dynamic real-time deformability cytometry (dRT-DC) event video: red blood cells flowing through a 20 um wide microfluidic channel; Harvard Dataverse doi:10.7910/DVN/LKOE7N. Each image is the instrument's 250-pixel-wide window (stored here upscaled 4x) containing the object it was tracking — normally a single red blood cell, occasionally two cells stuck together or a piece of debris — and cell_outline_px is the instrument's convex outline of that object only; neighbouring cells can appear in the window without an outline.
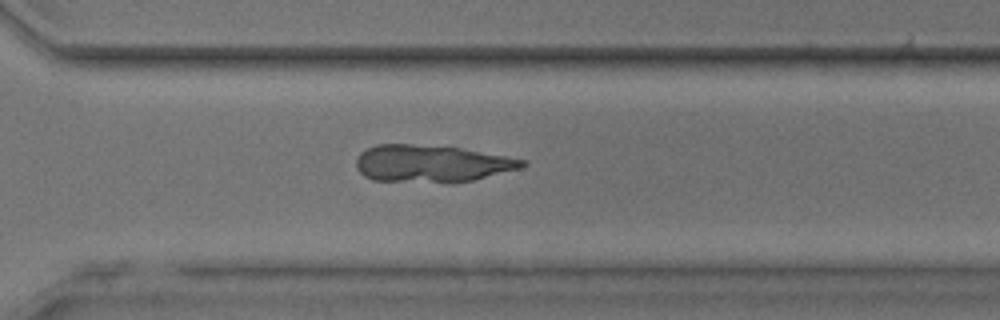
{"species": "common noctule bat (a hibernating species)", "species_latin": "Nyctalus noctula", "temperature_condition": "room temperature", "stored_images_in_passage": 45, "camera_frame_rate_fps": 3000, "um_per_image_px": 0.085, "animal": {"sex": "male", "body_mass_g": 17.9, "forearm_length_mm": 54.2}, "frame": {"image": 1, "passage_image": 33, "time_ms": 10.667, "image_size_px": [1000, 320], "cell_outline_px": [[528, 164], [520, 168], [472, 180], [452, 184], [448, 184], [372, 180], [364, 176], [356, 168], [356, 160], [360, 152], [376, 144], [412, 144], [456, 148], [528, 160]], "centroid_in_image_um": [36.64, 13.93], "position_along_channel_um": 334.0, "area_um2": 36.13}}
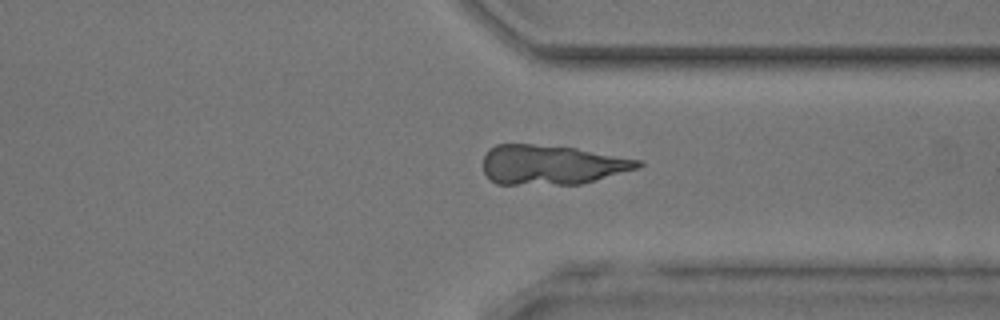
{"frame": {"image": 2, "passage_image": 35, "time_ms": 11.333, "image_size_px": [1000, 320], "cell_outline_px": [[644, 164], [640, 168], [596, 180], [580, 184], [496, 184], [484, 172], [484, 156], [488, 148], [496, 144], [532, 144], [576, 148], [644, 160]], "centroid_in_image_um": [46.94, 14.0], "position_along_channel_um": 364.5, "area_um2": 35.89}}
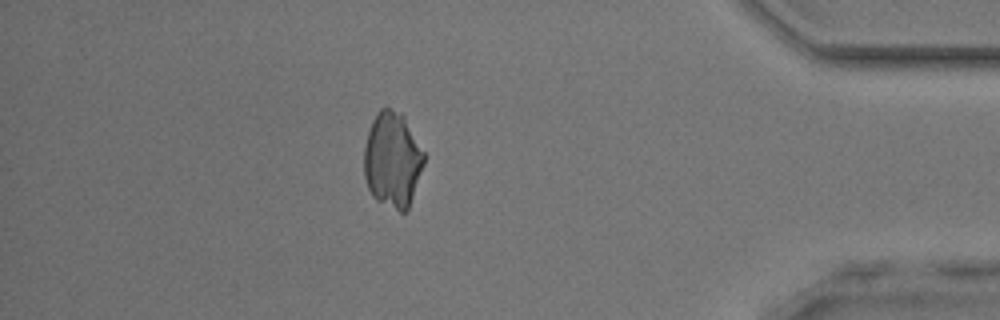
{"frame": {"image": 3, "passage_image": 40, "time_ms": 13.0, "image_size_px": [1000, 320], "cell_outline_px": [[424, 164], [408, 208], [404, 212], [400, 212], [376, 200], [372, 196], [368, 188], [364, 176], [364, 148], [368, 132], [372, 120], [376, 112], [380, 108], [392, 108], [400, 112], [404, 116], [424, 152]], "centroid_in_image_um": [33.34, 13.57], "position_along_channel_um": 401.9, "area_um2": 33.35}}